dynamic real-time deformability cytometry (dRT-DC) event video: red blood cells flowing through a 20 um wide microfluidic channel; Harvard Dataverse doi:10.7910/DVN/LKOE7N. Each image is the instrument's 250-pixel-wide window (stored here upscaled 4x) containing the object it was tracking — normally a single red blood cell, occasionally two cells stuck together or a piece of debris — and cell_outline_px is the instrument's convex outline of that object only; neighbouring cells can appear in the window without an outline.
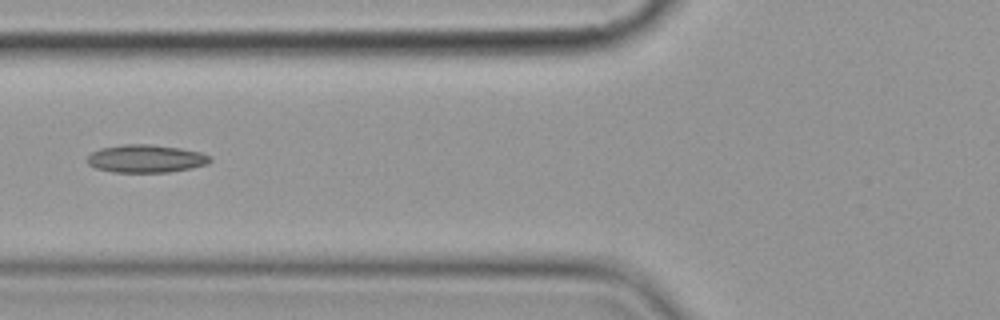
{"species": "common noctule bat (a hibernating species)", "species_latin": "Nyctalus noctula", "temperature_condition": "cold", "stored_images_in_passage": 7, "camera_frame_rate_fps": 3000, "um_per_image_px": 0.085, "animal": {"sex": "female", "body_mass_g": 19.9}, "frame": {"image": 1, "passage_image": 7, "time_ms": 7.0, "image_size_px": [1000, 320], "cell_outline_px": [[212, 160], [208, 164], [192, 168], [168, 172], [112, 172], [96, 168], [88, 164], [88, 156], [92, 152], [100, 148], [124, 144], [152, 144], [180, 148], [200, 152], [208, 156]], "centroid_in_image_um": [12.4, 13.48], "position_along_channel_um": 113.4, "area_um2": 19.94}}